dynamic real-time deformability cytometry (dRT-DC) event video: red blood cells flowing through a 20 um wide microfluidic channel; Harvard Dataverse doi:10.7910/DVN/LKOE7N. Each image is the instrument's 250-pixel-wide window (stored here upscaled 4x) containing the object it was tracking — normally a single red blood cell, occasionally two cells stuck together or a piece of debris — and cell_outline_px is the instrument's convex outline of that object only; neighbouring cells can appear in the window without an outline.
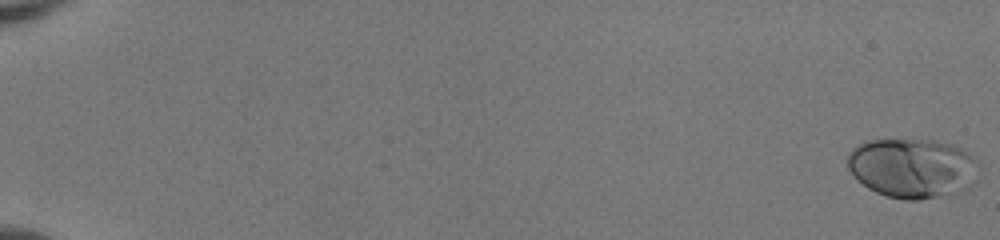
{"species": "human", "species_latin": "Homo sapiens", "temperature_condition": "room temperature", "stored_images_in_passage": 54, "camera_frame_rate_fps": 3000, "um_per_image_px": 0.085, "donor": {"sex": "female"}, "frame": {"image": 1, "passage_image": 1, "time_ms": 0.0, "image_size_px": [1000, 240], "cell_outline_px": [[980, 164], [968, 188], [960, 192], [920, 200], [904, 200], [888, 196], [876, 192], [868, 188], [856, 180], [852, 176], [848, 168], [848, 152], [856, 144], [868, 140], [936, 140], [952, 144], [960, 148], [976, 160]], "centroid_in_image_um": [77.51, 14.28], "position_along_channel_um": 7.5, "area_um2": 45.78}}
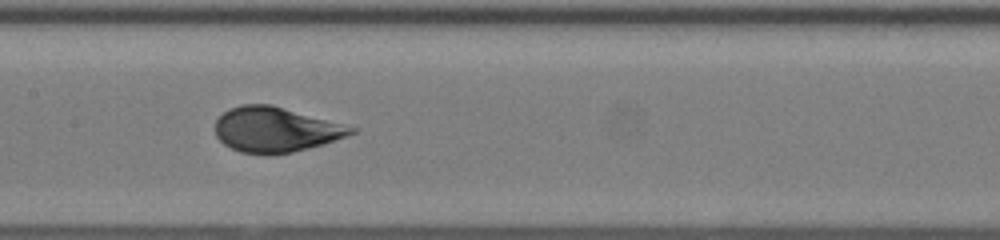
{"frame": {"image": 2, "passage_image": 30, "time_ms": 9.667, "image_size_px": [1000, 240], "cell_outline_px": [[360, 128], [356, 132], [324, 144], [292, 152], [268, 156], [240, 152], [224, 144], [216, 136], [216, 120], [228, 108], [240, 104], [272, 104]], "centroid_in_image_um": [23.44, 11.01], "position_along_channel_um": 184.0, "area_um2": 36.07}}
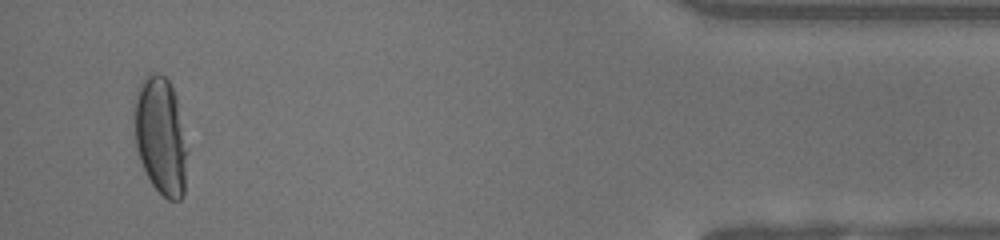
{"frame": {"image": 3, "passage_image": 52, "time_ms": 17.0, "image_size_px": [1000, 240], "cell_outline_px": [[188, 152], [184, 192], [180, 200], [168, 200], [152, 184], [140, 160], [136, 148], [132, 116], [136, 92], [144, 76], [152, 72], [156, 72], [164, 76], [168, 80], [176, 96], [188, 148]], "centroid_in_image_um": [13.65, 11.53], "position_along_channel_um": 421.5, "area_um2": 36.93}, "authors_computed_cell_mechanics": {"area_um2": 36.9342, "velocity_mm_per_s": 4.0178, "shape_relaxation_time_tau1_ms": 4.6714, "shape_relaxation_time_tau2_ms": null, "deformation_change_tau1": 0.1903, "deformation_change_tau2": null}}